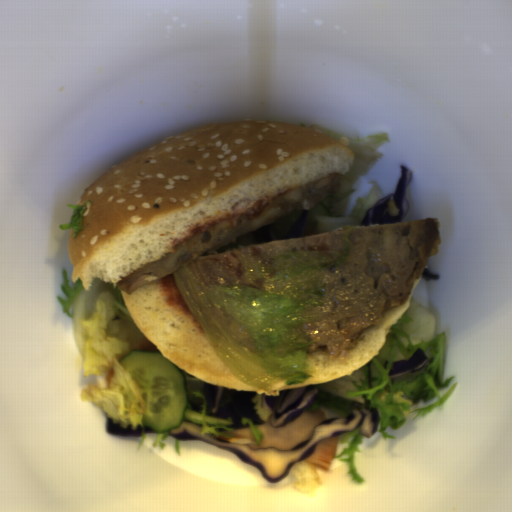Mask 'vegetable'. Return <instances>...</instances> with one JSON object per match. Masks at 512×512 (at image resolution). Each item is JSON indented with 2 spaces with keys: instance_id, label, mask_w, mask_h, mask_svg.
Here are the masks:
<instances>
[{
  "instance_id": "6e5ebb59",
  "label": "vegetable",
  "mask_w": 512,
  "mask_h": 512,
  "mask_svg": "<svg viewBox=\"0 0 512 512\" xmlns=\"http://www.w3.org/2000/svg\"><path fill=\"white\" fill-rule=\"evenodd\" d=\"M302 213L303 212L299 211L267 225L274 237L273 241H280L287 238Z\"/></svg>"
},
{
  "instance_id": "96ceb2fe",
  "label": "vegetable",
  "mask_w": 512,
  "mask_h": 512,
  "mask_svg": "<svg viewBox=\"0 0 512 512\" xmlns=\"http://www.w3.org/2000/svg\"><path fill=\"white\" fill-rule=\"evenodd\" d=\"M194 394L200 397L201 407L200 410L187 408L184 412L183 421H191L200 426V434L213 435L214 437L232 438L234 436L224 434L225 431H232L228 426L231 422L227 419L214 417L207 414L206 401L203 392L196 391Z\"/></svg>"
},
{
  "instance_id": "a930682d",
  "label": "vegetable",
  "mask_w": 512,
  "mask_h": 512,
  "mask_svg": "<svg viewBox=\"0 0 512 512\" xmlns=\"http://www.w3.org/2000/svg\"><path fill=\"white\" fill-rule=\"evenodd\" d=\"M252 401L254 403V410L259 418L262 419L263 422L271 420L272 411L265 407L263 393L259 394L258 391H255Z\"/></svg>"
},
{
  "instance_id": "85849ced",
  "label": "vegetable",
  "mask_w": 512,
  "mask_h": 512,
  "mask_svg": "<svg viewBox=\"0 0 512 512\" xmlns=\"http://www.w3.org/2000/svg\"><path fill=\"white\" fill-rule=\"evenodd\" d=\"M181 370H182V369H181ZM182 371H183V370H182ZM183 373H184V375H185V377H186V379H187V380H190V381H193V382H201L202 384H204V385H205V382H206V381L201 380V379H199V378H197V377H195V376H192V375H190V374L186 373L185 371H183Z\"/></svg>"
},
{
  "instance_id": "f1789d4c",
  "label": "vegetable",
  "mask_w": 512,
  "mask_h": 512,
  "mask_svg": "<svg viewBox=\"0 0 512 512\" xmlns=\"http://www.w3.org/2000/svg\"><path fill=\"white\" fill-rule=\"evenodd\" d=\"M365 436L360 435L359 427L348 432L338 434L336 450L333 459L346 462L348 465V475H351L354 481L364 482V479L358 473L354 461L355 452L361 453L358 446L362 443Z\"/></svg>"
},
{
  "instance_id": "fe728636",
  "label": "vegetable",
  "mask_w": 512,
  "mask_h": 512,
  "mask_svg": "<svg viewBox=\"0 0 512 512\" xmlns=\"http://www.w3.org/2000/svg\"><path fill=\"white\" fill-rule=\"evenodd\" d=\"M156 438L152 443V446L158 447L160 450H164L166 446V439L171 436L169 431L168 432H156Z\"/></svg>"
},
{
  "instance_id": "add77e79",
  "label": "vegetable",
  "mask_w": 512,
  "mask_h": 512,
  "mask_svg": "<svg viewBox=\"0 0 512 512\" xmlns=\"http://www.w3.org/2000/svg\"><path fill=\"white\" fill-rule=\"evenodd\" d=\"M434 326V315L411 297L407 310L387 330L376 355L354 371L317 383V392L304 410L323 411L328 421L348 417L354 404L370 401L379 411L375 432L384 441L396 439L386 429L398 430L413 412V419L428 415L447 401L457 385L439 395L456 377L444 379L447 333L434 334ZM419 348L429 358L425 368L391 379L388 372L393 361L405 360Z\"/></svg>"
},
{
  "instance_id": "8f987158",
  "label": "vegetable",
  "mask_w": 512,
  "mask_h": 512,
  "mask_svg": "<svg viewBox=\"0 0 512 512\" xmlns=\"http://www.w3.org/2000/svg\"><path fill=\"white\" fill-rule=\"evenodd\" d=\"M253 232L245 236L237 237L230 245L212 248L201 256L216 255L232 251H238L252 244ZM199 256V257H201Z\"/></svg>"
},
{
  "instance_id": "b0100df1",
  "label": "vegetable",
  "mask_w": 512,
  "mask_h": 512,
  "mask_svg": "<svg viewBox=\"0 0 512 512\" xmlns=\"http://www.w3.org/2000/svg\"><path fill=\"white\" fill-rule=\"evenodd\" d=\"M91 201L90 199L85 202L84 205H78V204H66L67 207H71L73 209V213L70 217L69 223L59 225V229L61 231H70L73 230L74 236H78L81 228L83 227L84 223V212L89 207Z\"/></svg>"
},
{
  "instance_id": "fd8b72d7",
  "label": "vegetable",
  "mask_w": 512,
  "mask_h": 512,
  "mask_svg": "<svg viewBox=\"0 0 512 512\" xmlns=\"http://www.w3.org/2000/svg\"><path fill=\"white\" fill-rule=\"evenodd\" d=\"M241 422H242V424H244V425L247 424V426L250 427L256 442L261 445V440H262L263 436L258 428V424H254L252 420H249L245 417L242 418Z\"/></svg>"
},
{
  "instance_id": "ea0f7189",
  "label": "vegetable",
  "mask_w": 512,
  "mask_h": 512,
  "mask_svg": "<svg viewBox=\"0 0 512 512\" xmlns=\"http://www.w3.org/2000/svg\"><path fill=\"white\" fill-rule=\"evenodd\" d=\"M60 284L67 300L57 296L62 312L72 320L73 338L83 359V377L104 376L107 388L88 385L80 394L81 402L102 409L113 424L131 429L141 426V448L146 430L142 417L143 396L132 376L119 361L137 348L146 338L135 323L117 282L107 283L98 278L86 289L80 278L71 288L67 270H62Z\"/></svg>"
},
{
  "instance_id": "8f37a823",
  "label": "vegetable",
  "mask_w": 512,
  "mask_h": 512,
  "mask_svg": "<svg viewBox=\"0 0 512 512\" xmlns=\"http://www.w3.org/2000/svg\"><path fill=\"white\" fill-rule=\"evenodd\" d=\"M290 470L294 477V489L309 496H315L322 485L317 474L318 467L304 459L294 464Z\"/></svg>"
},
{
  "instance_id": "7287f226",
  "label": "vegetable",
  "mask_w": 512,
  "mask_h": 512,
  "mask_svg": "<svg viewBox=\"0 0 512 512\" xmlns=\"http://www.w3.org/2000/svg\"><path fill=\"white\" fill-rule=\"evenodd\" d=\"M174 449L176 454H180V446H179V440L174 437Z\"/></svg>"
},
{
  "instance_id": "f7b5029e",
  "label": "vegetable",
  "mask_w": 512,
  "mask_h": 512,
  "mask_svg": "<svg viewBox=\"0 0 512 512\" xmlns=\"http://www.w3.org/2000/svg\"><path fill=\"white\" fill-rule=\"evenodd\" d=\"M307 129L327 135L348 147L353 154L354 161L350 168L341 175L339 188L334 195L317 208L308 211L301 238L359 228L367 210L372 209L381 198H384V193L378 184L374 180L370 181L369 194L355 201L349 215H345L346 209L352 194L357 189L354 186L367 173L369 168L381 158L380 153L376 151L379 146L388 143L390 134L380 132L368 136L365 140H352L316 125Z\"/></svg>"
}]
</instances>
